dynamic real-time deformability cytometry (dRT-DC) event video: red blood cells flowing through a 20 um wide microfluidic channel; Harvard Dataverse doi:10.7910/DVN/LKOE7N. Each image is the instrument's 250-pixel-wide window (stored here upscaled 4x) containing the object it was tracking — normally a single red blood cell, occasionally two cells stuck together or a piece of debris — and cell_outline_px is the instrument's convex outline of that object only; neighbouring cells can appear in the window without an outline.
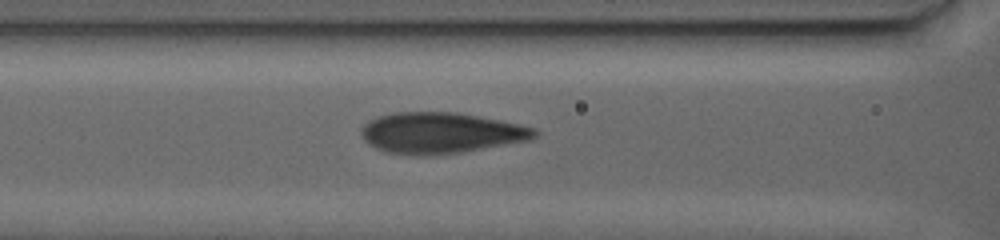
{"species": "human", "species_latin": "Homo sapiens", "temperature_condition": "warm", "stored_images_in_passage": 107, "camera_frame_rate_fps": 3000, "um_per_image_px": 0.085, "donor": {"sex": "female"}, "frame": {"image": 1, "passage_image": 40, "time_ms": 13.667, "image_size_px": [1000, 240], "cell_outline_px": [[540, 132], [532, 140], [460, 152], [432, 156], [416, 156], [384, 152], [368, 144], [364, 140], [364, 124], [368, 120], [376, 116], [392, 112], [456, 112], [536, 128]], "centroid_in_image_um": [37.45, 11.31], "position_along_channel_um": 129.1, "area_um2": 41.38}}
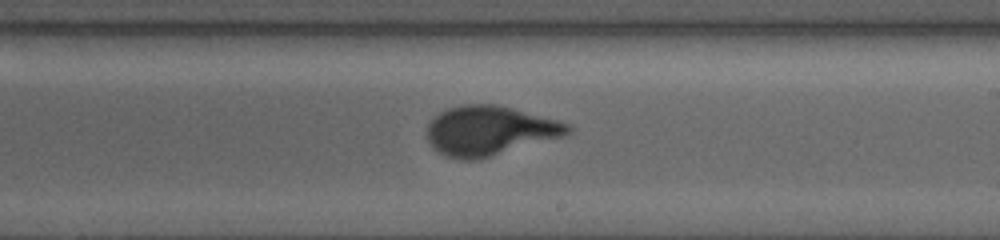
{"frame": {"image": 2, "passage_image": 66, "time_ms": 23.0, "image_size_px": [1000, 240], "cell_outline_px": [[572, 132], [564, 136], [480, 160], [460, 160], [448, 156], [440, 152], [428, 140], [428, 124], [440, 112], [448, 108], [464, 104], [496, 104], [512, 108], [556, 120], [568, 124], [572, 128]], "centroid_in_image_um": [41.64, 11.12], "position_along_channel_um": 247.4, "area_um2": 40.34}}
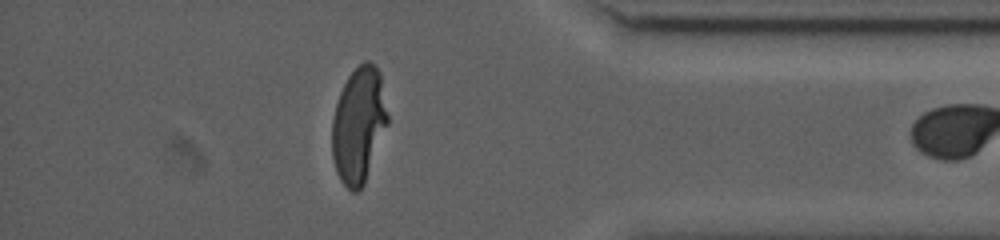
{"frame": {"image": 3, "passage_image": 105, "time_ms": 36.667, "image_size_px": [1000, 240], "cell_outline_px": [[388, 124], [364, 184], [356, 192], [352, 192], [340, 180], [336, 172], [332, 156], [332, 120], [336, 104], [340, 92], [348, 76], [364, 60], [368, 60], [380, 72], [388, 116]], "centroid_in_image_um": [30.48, 10.63], "position_along_channel_um": 404.7, "area_um2": 37.4}}